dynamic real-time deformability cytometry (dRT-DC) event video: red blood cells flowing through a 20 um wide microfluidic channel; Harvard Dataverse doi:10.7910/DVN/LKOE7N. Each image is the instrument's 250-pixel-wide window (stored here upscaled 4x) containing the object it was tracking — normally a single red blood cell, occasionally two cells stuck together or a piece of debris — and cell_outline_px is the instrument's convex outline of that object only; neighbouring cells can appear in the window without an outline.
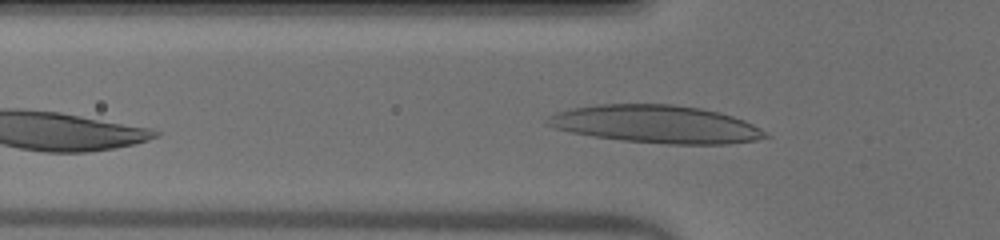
{"species": "human", "species_latin": "Homo sapiens", "temperature_condition": "warm", "stored_images_in_passage": 28, "camera_frame_rate_fps": 3000, "um_per_image_px": 0.085, "donor": {"sex": "male"}, "frame": {"image": 1, "passage_image": 5, "time_ms": 1.333, "image_size_px": [1000, 240], "cell_outline_px": [[772, 136], [756, 140], [728, 144], [668, 144], [624, 140], [596, 136], [572, 132], [556, 128], [548, 124], [544, 120], [556, 112], [572, 108], [596, 104], [672, 104], [700, 108], [720, 112], [744, 120], [760, 128]], "centroid_in_image_um": [55.81, 10.55], "position_along_channel_um": 70.0, "area_um2": 47.74}}
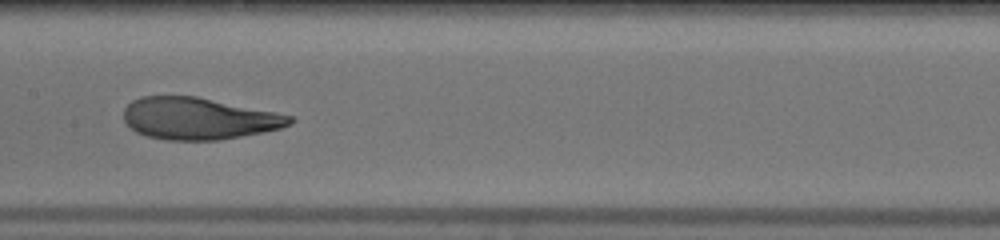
{"frame": {"image": 2, "passage_image": 14, "time_ms": 4.333, "image_size_px": [1000, 240], "cell_outline_px": [[296, 120], [292, 124], [280, 128], [264, 132], [220, 140], [168, 140], [148, 136], [136, 132], [124, 120], [124, 108], [132, 100], [140, 96], [196, 96], [276, 112], [292, 116]], "centroid_in_image_um": [16.9, 10.07], "position_along_channel_um": 190.5, "area_um2": 40.58}}
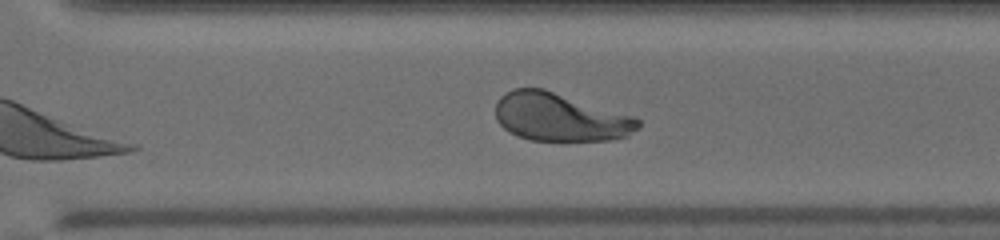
{"frame": {"image": 3, "passage_image": 24, "time_ms": 7.667, "image_size_px": [1000, 240], "cell_outline_px": [[640, 128], [628, 136], [612, 140], [532, 140], [516, 136], [508, 132], [496, 120], [496, 100], [504, 92], [512, 88], [544, 88], [636, 116], [640, 120]], "centroid_in_image_um": [47.62, 9.94], "position_along_channel_um": 323.0, "area_um2": 40.63}, "authors_computed_cell_mechanics": {"area_um2": 41.5004, "velocity_mm_per_s": 3.9957, "shape_relaxation_time_tau1_ms": 4.1339, "shape_relaxation_time_tau2_ms": 1.1327, "deformation_change_tau1": 0.2268, "deformation_change_tau2": 0.0414}}